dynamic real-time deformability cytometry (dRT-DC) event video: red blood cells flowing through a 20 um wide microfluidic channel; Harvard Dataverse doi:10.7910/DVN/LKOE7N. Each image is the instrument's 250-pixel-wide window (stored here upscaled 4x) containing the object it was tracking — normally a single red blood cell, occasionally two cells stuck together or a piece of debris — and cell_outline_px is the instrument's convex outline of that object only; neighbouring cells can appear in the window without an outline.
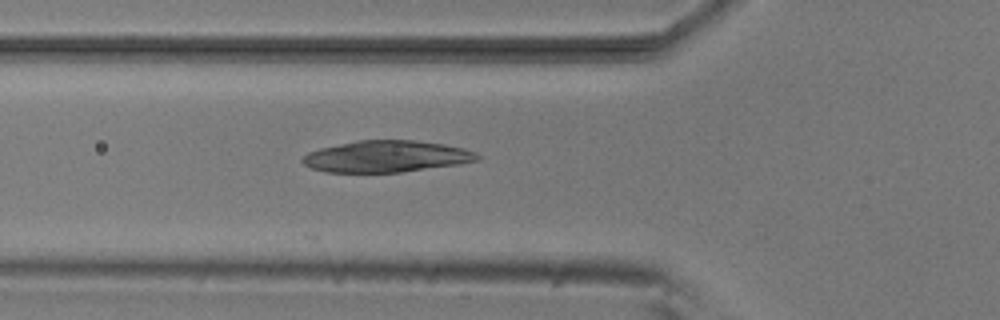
{"species": "common noctule bat (a hibernating species)", "species_latin": "Nyctalus noctula", "temperature_condition": "room temperature", "stored_images_in_passage": 8, "camera_frame_rate_fps": 3000, "um_per_image_px": 0.085, "animal": {"sex": "male", "body_mass_g": 20.5, "forearm_length_mm": 52.5}, "frame": {"image": 1, "passage_image": 3, "time_ms": 0.667, "image_size_px": [1000, 320], "cell_outline_px": [[480, 160], [460, 164], [400, 172], [328, 172], [312, 168], [304, 164], [300, 160], [308, 152], [320, 148], [356, 140], [416, 140], [444, 144], [464, 148], [476, 152], [480, 156]], "centroid_in_image_um": [32.87, 13.29], "position_along_channel_um": 92.9, "area_um2": 32.19}}
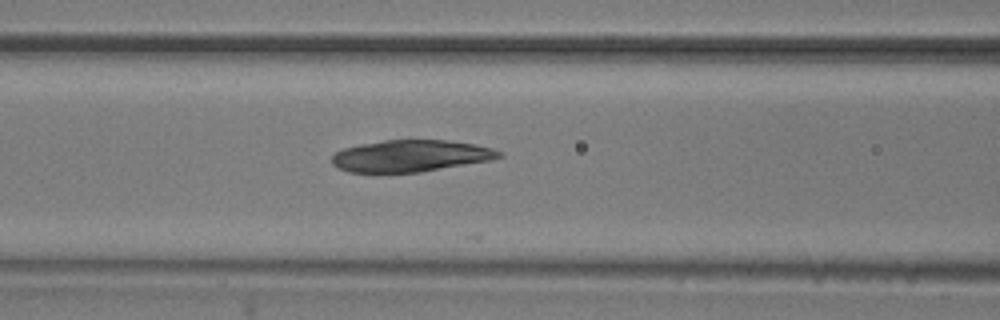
{"frame": {"image": 2, "passage_image": 6, "time_ms": 1.667, "image_size_px": [1000, 320], "cell_outline_px": [[504, 156], [492, 160], [420, 172], [348, 172], [336, 168], [332, 164], [332, 156], [336, 152], [344, 148], [360, 144], [384, 140], [448, 140], [476, 144], [492, 148], [504, 152]], "centroid_in_image_um": [34.93, 13.25], "position_along_channel_um": 131.7, "area_um2": 31.1}}